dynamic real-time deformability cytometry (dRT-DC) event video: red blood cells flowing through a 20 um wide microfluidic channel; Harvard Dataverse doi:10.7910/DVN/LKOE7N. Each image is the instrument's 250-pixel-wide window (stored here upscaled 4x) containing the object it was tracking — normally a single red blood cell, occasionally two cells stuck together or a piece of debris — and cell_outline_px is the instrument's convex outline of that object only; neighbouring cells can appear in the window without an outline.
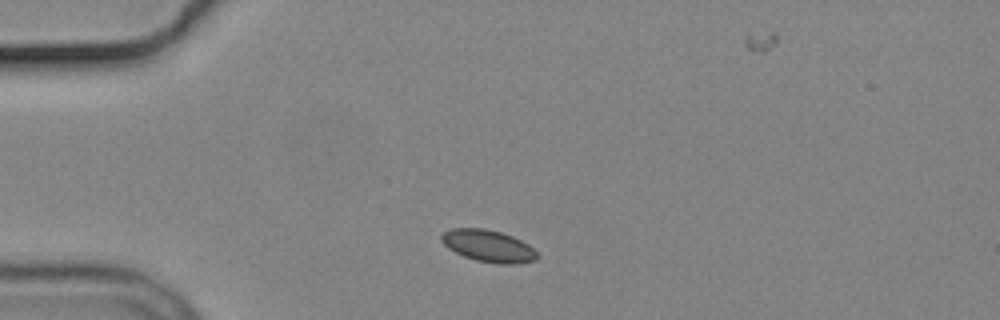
{"species": "common noctule bat (a hibernating species)", "species_latin": "Nyctalus noctula", "temperature_condition": "cold", "stored_images_in_passage": 2, "camera_frame_rate_fps": 3000, "um_per_image_px": 0.085, "animal": {"sex": "male", "body_mass_g": 19.2, "forearm_length_mm": 51.8}, "frame": {"image": 1, "passage_image": 1, "time_ms": 0.0, "image_size_px": [1000, 320], "cell_outline_px": [[536, 260], [520, 264], [496, 264], [476, 260], [464, 256], [448, 248], [440, 240], [440, 236], [444, 232], [452, 228], [484, 228], [500, 232], [512, 236], [528, 244], [536, 252]], "centroid_in_image_um": [41.49, 20.91], "position_along_channel_um": 43.5, "area_um2": 17.8}}